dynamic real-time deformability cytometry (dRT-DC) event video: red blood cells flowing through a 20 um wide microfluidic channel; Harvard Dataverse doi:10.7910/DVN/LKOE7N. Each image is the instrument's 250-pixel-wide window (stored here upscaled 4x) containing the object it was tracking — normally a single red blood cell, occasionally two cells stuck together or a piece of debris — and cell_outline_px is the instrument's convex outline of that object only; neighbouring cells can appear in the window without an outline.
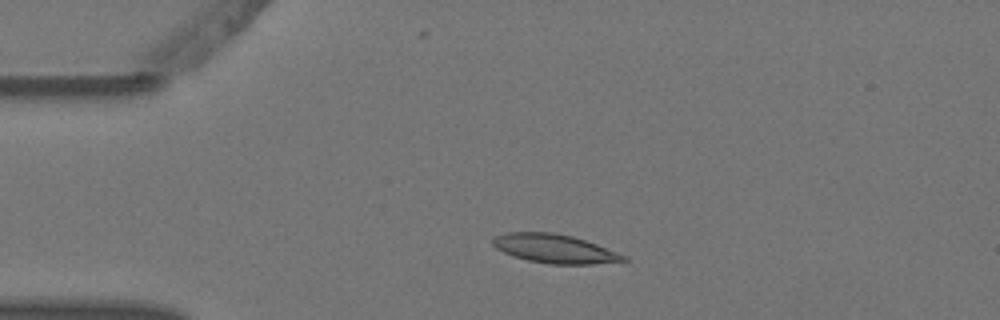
{"species": "Egyptian fruit bat (a non-hibernating species)", "species_latin": "Rousettus aegyptiacus", "temperature_condition": "warm", "stored_images_in_passage": 3, "camera_frame_rate_fps": 3000, "um_per_image_px": 0.085, "animal": {"sex": "female"}, "frame": {"image": 1, "passage_image": 2, "time_ms": 0.333, "image_size_px": [1000, 320], "cell_outline_px": [[628, 260], [592, 264], [548, 264], [528, 260], [512, 256], [496, 248], [492, 244], [492, 240], [496, 236], [504, 232], [552, 232], [572, 236], [596, 244], [628, 256]], "centroid_in_image_um": [47.12, 21.13], "position_along_channel_um": 37.9, "area_um2": 21.91}}